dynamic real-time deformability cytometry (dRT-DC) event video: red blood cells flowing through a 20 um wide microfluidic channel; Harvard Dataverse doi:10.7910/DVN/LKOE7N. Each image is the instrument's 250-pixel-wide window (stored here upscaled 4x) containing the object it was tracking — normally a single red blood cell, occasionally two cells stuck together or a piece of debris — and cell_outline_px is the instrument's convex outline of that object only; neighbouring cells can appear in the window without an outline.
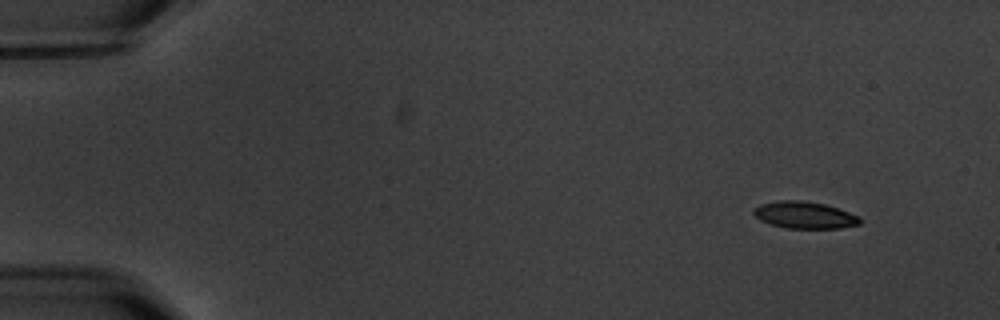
{"species": "common noctule bat (a hibernating species)", "species_latin": "Nyctalus noctula", "temperature_condition": "warm", "stored_images_in_passage": 9, "camera_frame_rate_fps": 3000, "um_per_image_px": 0.085, "animal": {"sex": "male", "body_mass_g": 20.1, "forearm_length_mm": 53.5}, "frame": {"image": 1, "passage_image": 1, "time_ms": 0.0, "image_size_px": [1000, 320], "cell_outline_px": [[860, 224], [840, 228], [788, 228], [772, 224], [760, 220], [752, 212], [760, 204], [780, 200], [800, 200], [824, 204], [860, 216]], "centroid_in_image_um": [68.39, 18.28], "position_along_channel_um": 16.6, "area_um2": 16.42}}
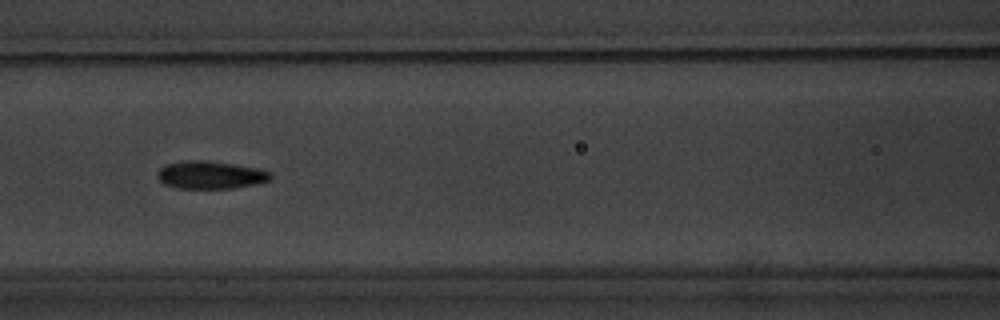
{"frame": {"image": 2, "passage_image": 7, "time_ms": 7.0, "image_size_px": [1000, 320], "cell_outline_px": [[272, 180], [236, 188], [176, 188], [164, 184], [156, 176], [160, 168], [164, 164], [184, 160], [208, 160], [236, 164], [256, 168], [272, 172]], "centroid_in_image_um": [17.89, 14.86], "position_along_channel_um": 148.7, "area_um2": 18.55}}